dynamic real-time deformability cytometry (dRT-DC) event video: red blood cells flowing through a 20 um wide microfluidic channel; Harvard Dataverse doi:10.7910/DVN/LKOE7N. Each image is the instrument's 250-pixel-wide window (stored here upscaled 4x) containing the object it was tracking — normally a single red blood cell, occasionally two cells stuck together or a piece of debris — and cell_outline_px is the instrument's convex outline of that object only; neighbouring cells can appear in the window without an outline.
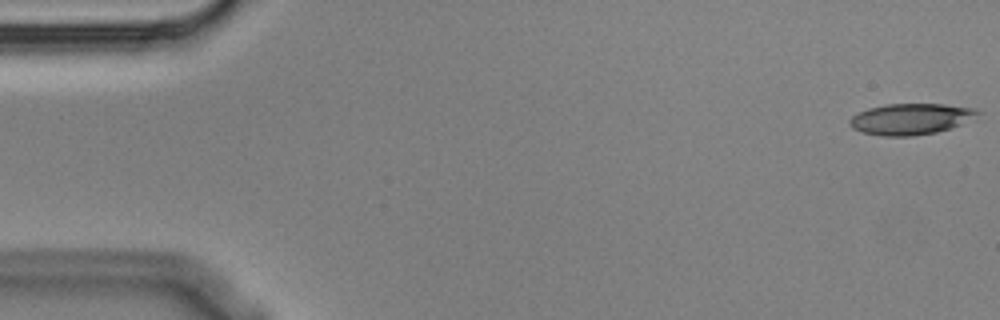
{"species": "Egyptian fruit bat (a non-hibernating species)", "species_latin": "Rousettus aegyptiacus", "temperature_condition": "cold", "stored_images_in_passage": 5, "camera_frame_rate_fps": 3000, "um_per_image_px": 0.085, "animal": {"sex": "male"}, "frame": {"image": 1, "passage_image": 1, "time_ms": 0.0, "image_size_px": [1000, 320], "cell_outline_px": [[980, 112], [960, 124], [936, 132], [912, 136], [884, 136], [864, 132], [852, 128], [848, 120], [852, 116], [868, 108], [888, 104], [944, 104], [976, 108]], "centroid_in_image_um": [77.37, 10.11], "position_along_channel_um": 7.6, "area_um2": 22.77}}
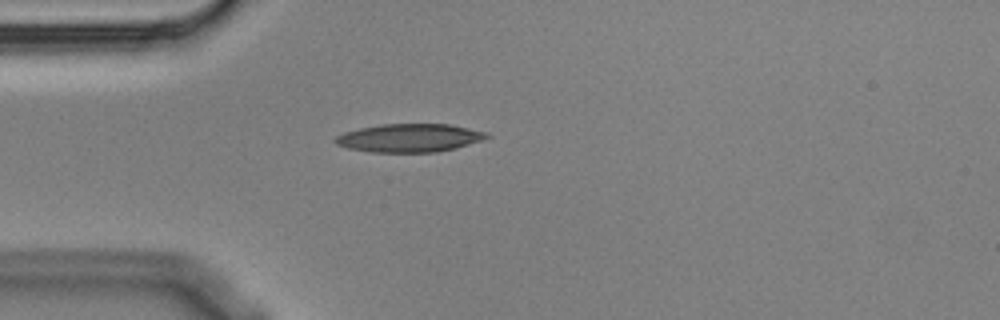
{"frame": {"image": 2, "passage_image": 5, "time_ms": 1.333, "image_size_px": [1000, 320], "cell_outline_px": [[492, 136], [456, 148], [436, 152], [372, 152], [348, 148], [336, 144], [332, 140], [336, 136], [344, 132], [360, 128], [380, 124], [448, 124], [488, 132]], "centroid_in_image_um": [34.78, 11.72], "position_along_channel_um": 50.2, "area_um2": 24.91}}